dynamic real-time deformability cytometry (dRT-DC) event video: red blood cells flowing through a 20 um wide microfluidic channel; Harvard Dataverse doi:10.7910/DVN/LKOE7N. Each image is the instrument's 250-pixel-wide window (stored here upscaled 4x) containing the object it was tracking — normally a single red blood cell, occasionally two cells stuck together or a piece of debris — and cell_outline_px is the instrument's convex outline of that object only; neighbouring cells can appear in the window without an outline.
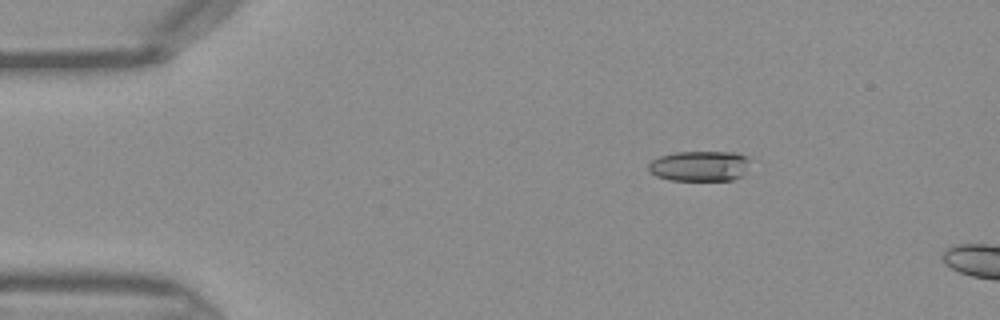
{"species": "Egyptian fruit bat (a non-hibernating species)", "species_latin": "Rousettus aegyptiacus", "temperature_condition": "warm", "stored_images_in_passage": 19, "camera_frame_rate_fps": 3000, "um_per_image_px": 0.085, "frame": {"image": 1, "passage_image": 6, "time_ms": 1.667, "image_size_px": [1000, 320], "cell_outline_px": [[748, 160], [744, 176], [732, 180], [668, 180], [656, 176], [648, 172], [648, 164], [652, 160], [660, 156], [676, 152], [736, 152], [748, 156]], "centroid_in_image_um": [59.46, 14.11], "position_along_channel_um": 25.5, "area_um2": 18.15}}
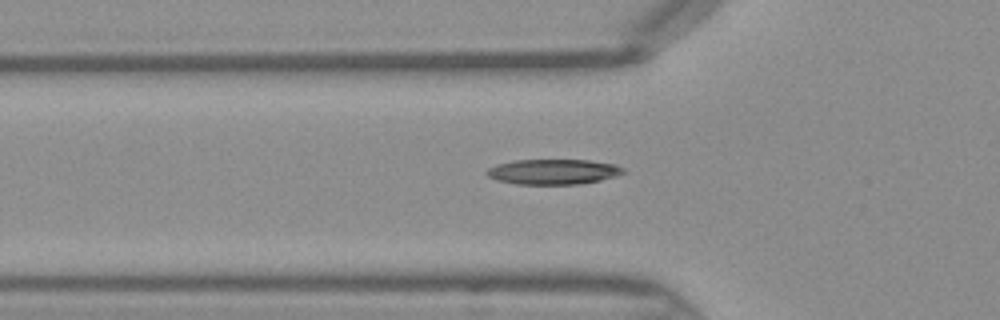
{"frame": {"image": 2, "passage_image": 14, "time_ms": 4.333, "image_size_px": [1000, 320], "cell_outline_px": [[624, 172], [616, 176], [600, 180], [580, 184], [516, 184], [496, 180], [488, 176], [484, 172], [488, 168], [496, 164], [516, 160], [588, 160], [616, 164], [624, 168]], "centroid_in_image_um": [47.01, 14.6], "position_along_channel_um": 78.8, "area_um2": 20.11}}
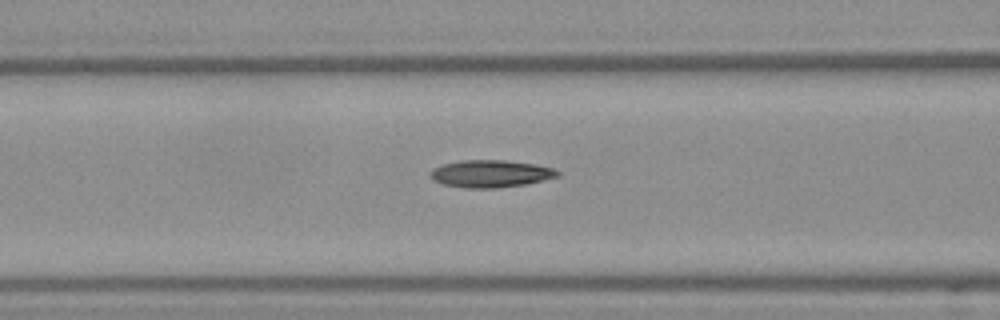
{"frame": {"image": 3, "passage_image": 17, "time_ms": 5.333, "image_size_px": [1000, 320], "cell_outline_px": [[560, 176], [528, 184], [496, 188], [464, 188], [444, 184], [436, 180], [432, 176], [432, 168], [444, 164], [460, 160], [504, 160], [536, 164], [552, 168], [560, 172]], "centroid_in_image_um": [41.76, 14.76], "position_along_channel_um": 124.8, "area_um2": 20.17}}